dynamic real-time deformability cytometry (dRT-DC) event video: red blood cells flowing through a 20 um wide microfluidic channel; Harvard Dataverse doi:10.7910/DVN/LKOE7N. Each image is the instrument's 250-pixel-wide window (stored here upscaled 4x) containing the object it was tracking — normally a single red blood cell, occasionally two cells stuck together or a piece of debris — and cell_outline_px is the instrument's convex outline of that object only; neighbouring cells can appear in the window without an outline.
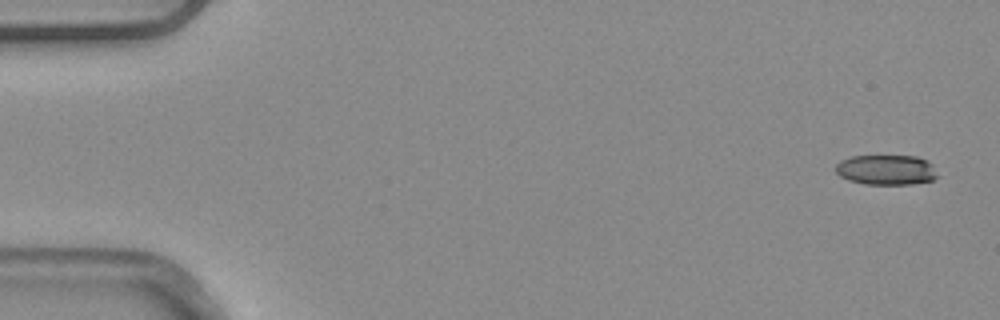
{"species": "common noctule bat (a hibernating species)", "species_latin": "Nyctalus noctula", "temperature_condition": "warm", "stored_images_in_passage": 5, "camera_frame_rate_fps": 3000, "um_per_image_px": 0.085, "animal": {"sex": "male", "body_mass_g": 20.4}, "frame": {"image": 1, "passage_image": 1, "time_ms": 0.0, "image_size_px": [1000, 320], "cell_outline_px": [[940, 176], [932, 180], [912, 184], [864, 184], [848, 180], [840, 176], [836, 172], [836, 164], [840, 160], [852, 156], [916, 156], [928, 160], [932, 164]], "centroid_in_image_um": [75.36, 14.43], "position_along_channel_um": 9.6, "area_um2": 18.03}}
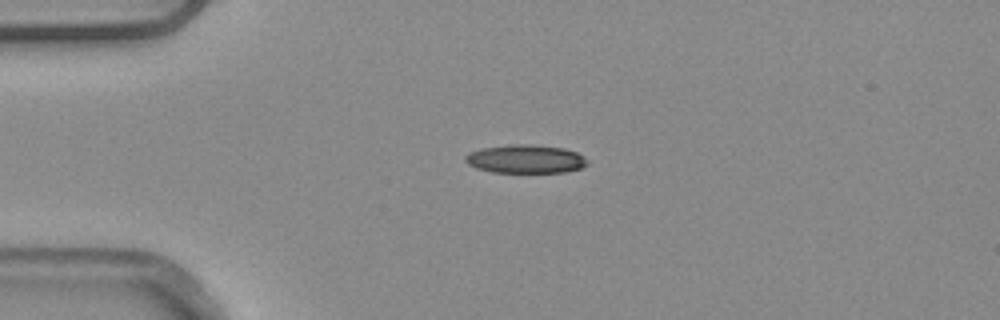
{"frame": {"image": 2, "passage_image": 4, "time_ms": 1.0, "image_size_px": [1000, 320], "cell_outline_px": [[588, 164], [580, 168], [564, 172], [492, 172], [476, 168], [468, 164], [464, 160], [464, 156], [468, 152], [484, 148], [516, 144], [528, 144], [564, 148], [576, 152], [584, 156], [588, 160]], "centroid_in_image_um": [44.67, 13.52], "position_along_channel_um": 40.3, "area_um2": 20.17}}